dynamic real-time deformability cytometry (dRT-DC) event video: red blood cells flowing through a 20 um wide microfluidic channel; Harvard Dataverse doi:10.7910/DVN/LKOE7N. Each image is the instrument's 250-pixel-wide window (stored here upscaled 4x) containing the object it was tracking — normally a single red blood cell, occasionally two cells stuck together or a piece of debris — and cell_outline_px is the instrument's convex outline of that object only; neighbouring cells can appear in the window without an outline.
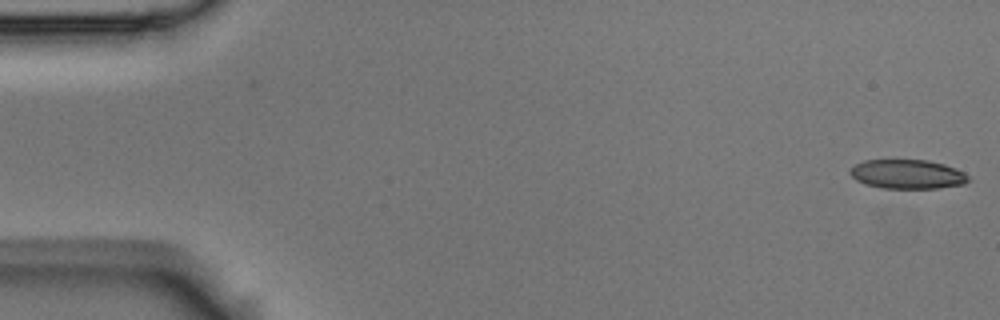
{"species": "Egyptian fruit bat (a non-hibernating species)", "species_latin": "Rousettus aegyptiacus", "temperature_condition": "room temperature", "stored_images_in_passage": 5, "camera_frame_rate_fps": 3000, "um_per_image_px": 0.085, "animal": {"sex": "male"}, "frame": {"image": 1, "passage_image": 1, "time_ms": 0.0, "image_size_px": [1000, 320], "cell_outline_px": [[968, 180], [964, 184], [936, 188], [880, 188], [864, 184], [856, 180], [848, 172], [856, 164], [864, 160], [928, 160], [944, 164], [964, 172], [968, 176]], "centroid_in_image_um": [77.1, 14.81], "position_along_channel_um": 7.9, "area_um2": 20.06}}
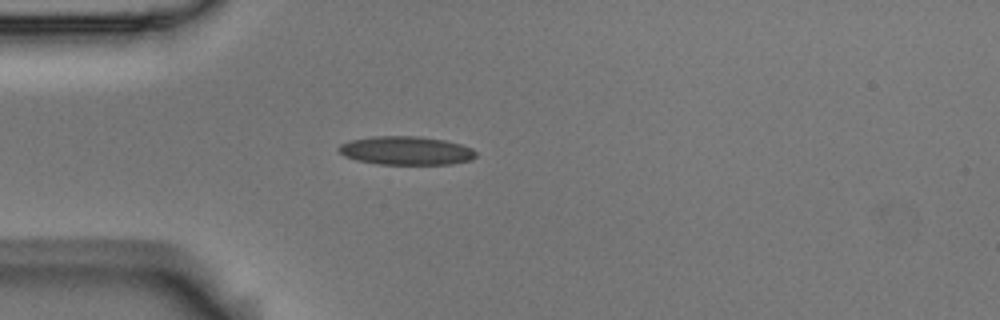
{"frame": {"image": 2, "passage_image": 4, "time_ms": 1.0, "image_size_px": [1000, 320], "cell_outline_px": [[476, 156], [472, 160], [452, 164], [380, 164], [356, 160], [344, 156], [336, 148], [340, 144], [348, 140], [372, 136], [416, 136], [444, 140], [460, 144], [472, 148], [476, 152]], "centroid_in_image_um": [34.49, 12.8], "position_along_channel_um": 50.5, "area_um2": 22.95}}